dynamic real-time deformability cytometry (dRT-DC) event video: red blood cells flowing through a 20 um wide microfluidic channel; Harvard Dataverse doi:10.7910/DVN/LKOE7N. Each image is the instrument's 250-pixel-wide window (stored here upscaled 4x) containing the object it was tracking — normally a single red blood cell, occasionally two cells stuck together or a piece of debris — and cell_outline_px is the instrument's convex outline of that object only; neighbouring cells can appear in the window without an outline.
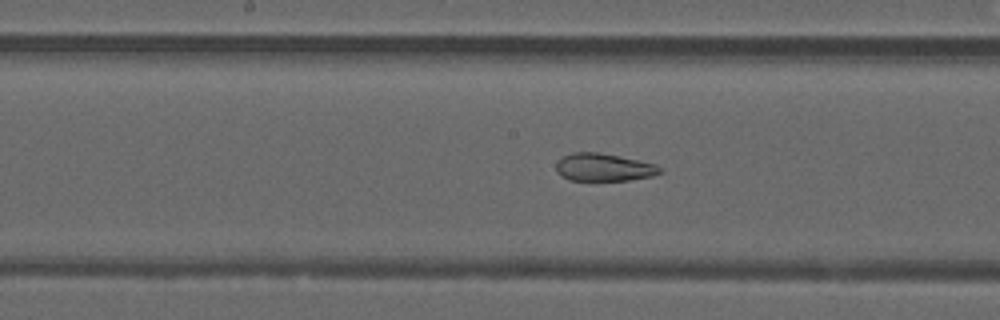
{"species": "common noctule bat (a hibernating species)", "species_latin": "Nyctalus noctula", "temperature_condition": "warm", "stored_images_in_passage": 49, "camera_frame_rate_fps": 3000, "um_per_image_px": 0.085, "animal": {"sex": "male", "forearm_length_mm": 52.5}, "frame": {"image": 1, "passage_image": 26, "time_ms": 8.333, "image_size_px": [1000, 320], "cell_outline_px": [[664, 172], [652, 176], [628, 180], [568, 180], [560, 176], [556, 172], [556, 164], [564, 156], [572, 152], [596, 152], [656, 164]], "centroid_in_image_um": [51.29, 14.23], "position_along_channel_um": 196.9, "area_um2": 16.59}}
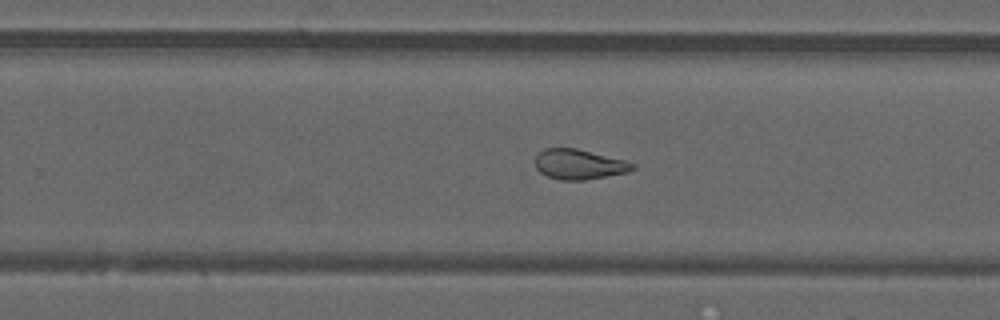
{"frame": {"image": 2, "passage_image": 32, "time_ms": 10.333, "image_size_px": [1000, 320], "cell_outline_px": [[636, 168], [628, 172], [584, 180], [560, 180], [548, 176], [540, 172], [536, 168], [536, 156], [544, 148], [576, 148], [624, 160], [636, 164]], "centroid_in_image_um": [49.23, 13.97], "position_along_channel_um": 280.6, "area_um2": 16.94}}
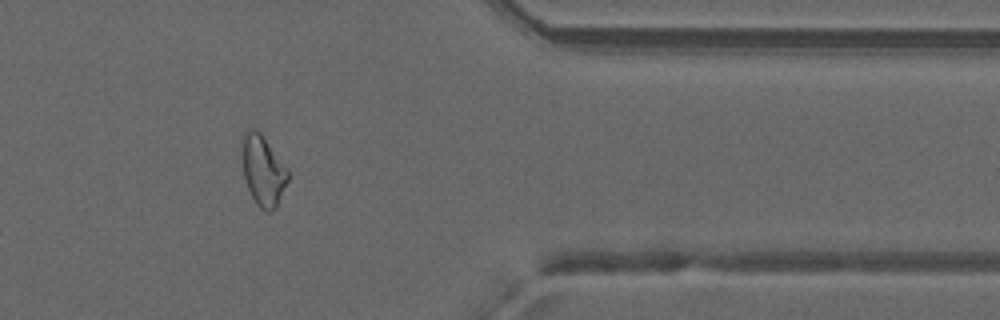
{"frame": {"image": 3, "passage_image": 41, "time_ms": 13.333, "image_size_px": [1000, 320], "cell_outline_px": [[288, 180], [276, 208], [268, 212], [264, 212], [256, 204], [248, 188], [244, 176], [240, 148], [240, 140], [248, 128], [256, 128], [260, 132], [288, 168]], "centroid_in_image_um": [22.33, 14.46], "position_along_channel_um": 389.1, "area_um2": 19.13}, "authors_computed_cell_mechanics": {"area_um2": 21.7906, "velocity_mm_per_s": 4.2084, "shape_relaxation_time_tau1_ms": null, "shape_relaxation_time_tau2_ms": 1.6075, "deformation_change_tau1": null, "deformation_change_tau2": 0.088}}